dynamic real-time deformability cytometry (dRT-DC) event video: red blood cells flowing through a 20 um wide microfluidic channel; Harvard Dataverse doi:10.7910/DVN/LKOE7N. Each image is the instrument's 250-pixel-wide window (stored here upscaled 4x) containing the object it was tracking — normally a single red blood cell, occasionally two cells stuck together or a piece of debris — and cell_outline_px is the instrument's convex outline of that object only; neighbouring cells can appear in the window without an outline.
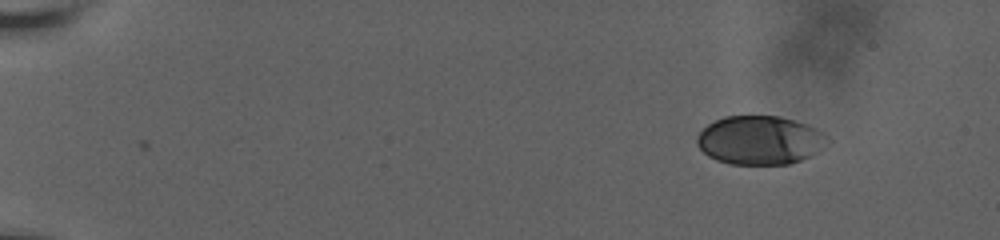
{"species": "human", "species_latin": "Homo sapiens", "temperature_condition": "room temperature", "stored_images_in_passage": 49, "camera_frame_rate_fps": 3000, "um_per_image_px": 0.085, "donor": {"sex": "male"}, "frame": {"image": 1, "passage_image": 6, "time_ms": 2.333, "image_size_px": [1000, 240], "cell_outline_px": [[832, 140], [816, 152], [800, 160], [788, 164], [732, 164], [716, 160], [708, 156], [696, 144], [696, 136], [708, 124], [724, 116], [780, 116], [816, 128], [828, 136]], "centroid_in_image_um": [64.58, 11.91], "position_along_channel_um": 20.4, "area_um2": 36.93}}
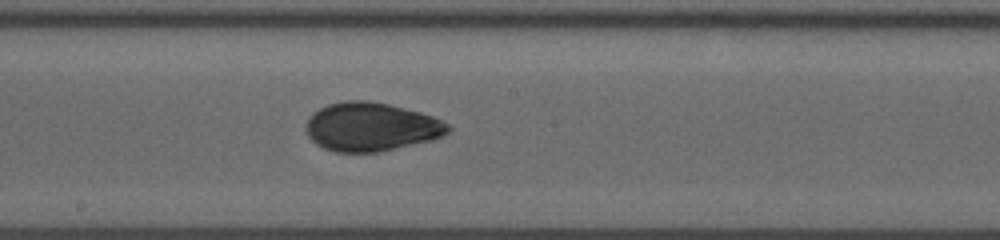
{"frame": {"image": 2, "passage_image": 29, "time_ms": 11.667, "image_size_px": [1000, 240], "cell_outline_px": [[452, 128], [444, 136], [432, 140], [380, 152], [336, 152], [324, 148], [316, 144], [308, 136], [308, 116], [312, 112], [328, 104], [348, 100], [368, 100], [388, 104], [420, 112], [432, 116], [448, 124]], "centroid_in_image_um": [31.56, 10.78], "position_along_channel_um": 216.6, "area_um2": 40.23}}
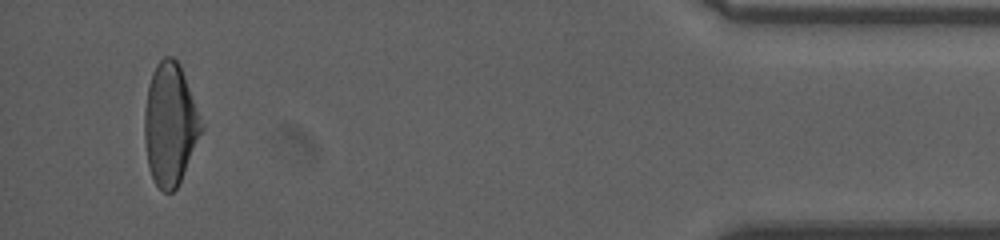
{"frame": {"image": 3, "passage_image": 47, "time_ms": 19.0, "image_size_px": [1000, 240], "cell_outline_px": [[204, 128], [180, 180], [176, 188], [172, 192], [164, 192], [156, 184], [152, 176], [148, 164], [144, 136], [144, 112], [148, 84], [152, 72], [156, 64], [164, 56], [172, 56], [180, 64]], "centroid_in_image_um": [14.44, 10.53], "position_along_channel_um": 420.8, "area_um2": 40.06}, "authors_computed_cell_mechanics": {"area_um2": 39.2462, "velocity_mm_per_s": 3.6544, "shape_relaxation_time_tau1_ms": 4.9039, "shape_relaxation_time_tau2_ms": 2.1366, "deformation_change_tau1": 0.1521, "deformation_change_tau2": 0.0589}}